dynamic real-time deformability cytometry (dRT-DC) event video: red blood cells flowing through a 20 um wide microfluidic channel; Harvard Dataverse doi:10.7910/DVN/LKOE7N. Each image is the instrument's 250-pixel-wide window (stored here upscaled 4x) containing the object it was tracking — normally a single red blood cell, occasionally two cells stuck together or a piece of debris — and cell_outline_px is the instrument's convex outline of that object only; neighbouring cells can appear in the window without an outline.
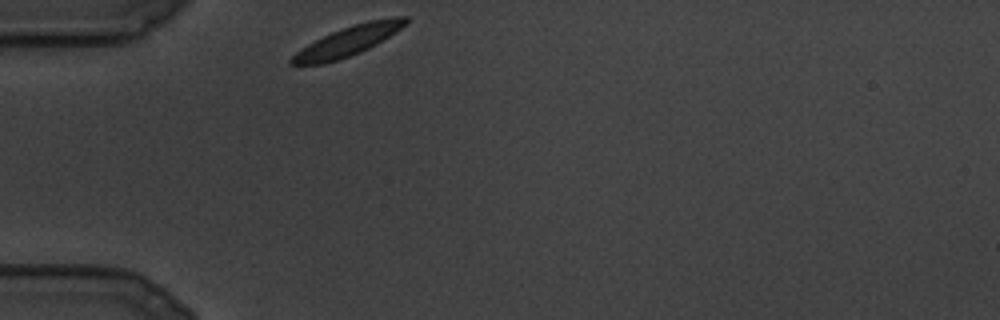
{"species": "common noctule bat (a hibernating species)", "species_latin": "Nyctalus noctula", "temperature_condition": "cold", "stored_images_in_passage": 62, "camera_frame_rate_fps": 3000, "um_per_image_px": 0.085, "animal": {"sex": "male", "body_mass_g": 19.5, "forearm_length_mm": 54.6}, "frame": {"image": 1, "passage_image": 1, "time_ms": 0.0, "image_size_px": [1000, 320], "cell_outline_px": [[408, 20], [400, 28], [376, 44], [360, 52], [324, 64], [288, 64], [288, 60], [296, 52], [308, 44], [332, 32], [368, 20], [392, 16], [408, 16]], "centroid_in_image_um": [29.56, 3.48], "position_along_channel_um": 55.4, "area_um2": 19.19}}
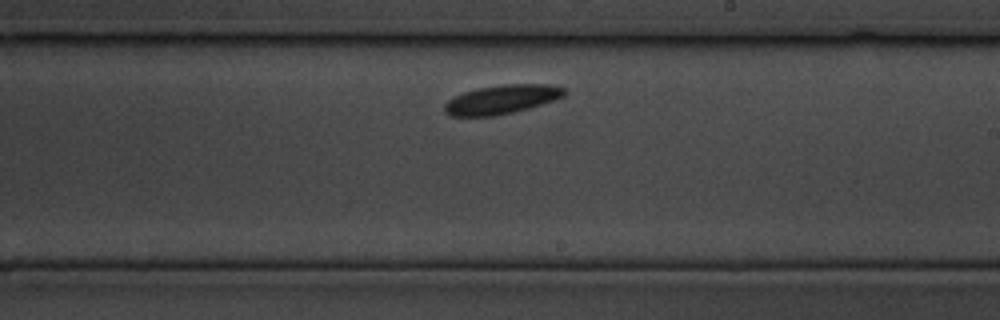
{"frame": {"image": 2, "passage_image": 36, "time_ms": 11.667, "image_size_px": [1000, 320], "cell_outline_px": [[568, 92], [564, 96], [556, 100], [528, 108], [496, 116], [452, 116], [444, 112], [444, 104], [448, 100], [464, 92], [480, 88], [500, 84], [548, 84], [564, 88]], "centroid_in_image_um": [42.67, 8.45], "position_along_channel_um": 246.3, "area_um2": 20.23}}
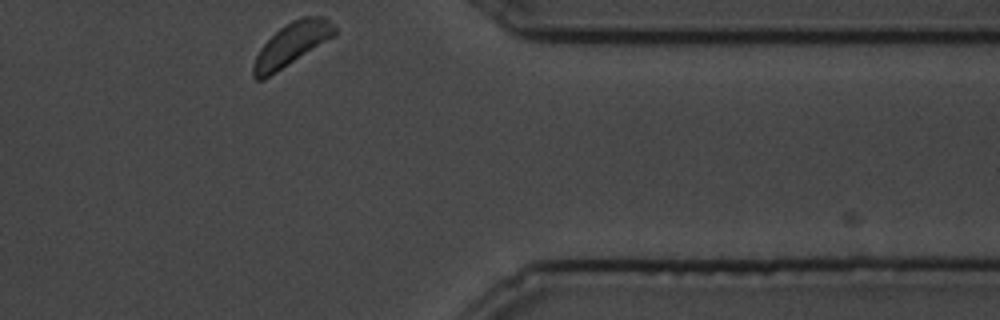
{"frame": {"image": 3, "passage_image": 62, "time_ms": 20.333, "image_size_px": [1000, 320], "cell_outline_px": [[336, 36], [264, 80], [256, 80], [252, 76], [252, 68], [256, 56], [260, 48], [280, 28], [292, 20], [304, 16], [324, 16], [336, 28]], "centroid_in_image_um": [24.8, 3.79], "position_along_channel_um": 386.6, "area_um2": 20.4}}